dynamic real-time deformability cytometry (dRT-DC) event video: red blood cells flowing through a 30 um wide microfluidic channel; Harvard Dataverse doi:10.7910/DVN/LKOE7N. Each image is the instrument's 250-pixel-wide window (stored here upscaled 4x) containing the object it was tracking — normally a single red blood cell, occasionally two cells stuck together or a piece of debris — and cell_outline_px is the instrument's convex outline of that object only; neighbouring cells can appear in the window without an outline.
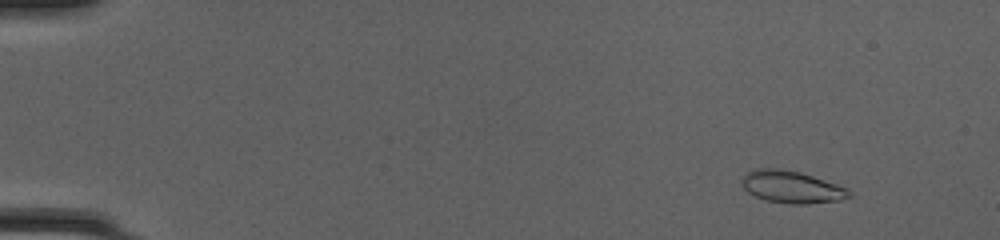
{"species": "common noctule bat (a hibernating species)", "species_latin": "Nyctalus noctula", "temperature_condition": "cold", "stored_images_in_passage": 51, "camera_frame_rate_fps": 3000, "um_per_image_px": 0.085, "animal": {"sex": "female", "body_mass_g": 20.0, "forearm_length_mm": 54.0}, "frame": {"image": 1, "passage_image": 6, "time_ms": 1.667, "image_size_px": [1000, 240], "cell_outline_px": [[852, 196], [840, 200], [808, 204], [788, 204], [768, 200], [756, 196], [748, 192], [740, 184], [740, 180], [748, 172], [756, 168], [780, 168], [800, 172], [848, 188], [852, 192]], "centroid_in_image_um": [67.3, 15.89], "position_along_channel_um": 17.7, "area_um2": 20.17}}
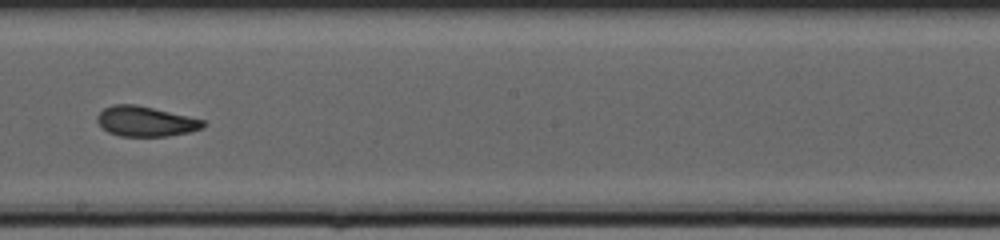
{"frame": {"image": 2, "passage_image": 31, "time_ms": 10.0, "image_size_px": [1000, 240], "cell_outline_px": [[208, 124], [204, 128], [188, 132], [168, 136], [120, 136], [108, 132], [96, 120], [96, 116], [104, 108], [112, 104], [136, 104], [188, 116], [204, 120]], "centroid_in_image_um": [12.39, 10.31], "position_along_channel_um": 235.8, "area_um2": 18.61}}
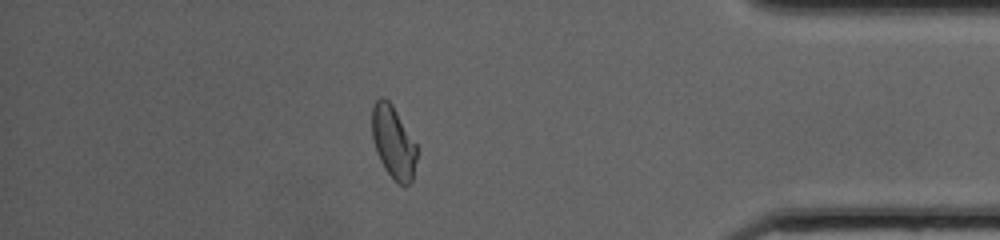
{"frame": {"image": 3, "passage_image": 45, "time_ms": 14.667, "image_size_px": [1000, 240], "cell_outline_px": [[416, 160], [412, 180], [408, 184], [396, 184], [384, 168], [376, 152], [372, 140], [372, 108], [376, 100], [380, 96], [384, 96], [392, 104], [416, 144]], "centroid_in_image_um": [33.41, 12.08], "position_along_channel_um": 401.8, "area_um2": 18.96}, "authors_computed_cell_mechanics": {"area_um2": 19.1318, "velocity_mm_per_s": 4.2157, "shape_relaxation_time_tau1_ms": 4.0441, "shape_relaxation_time_tau2_ms": 1.771, "deformation_change_tau1": 0.1479, "deformation_change_tau2": 0.077}}